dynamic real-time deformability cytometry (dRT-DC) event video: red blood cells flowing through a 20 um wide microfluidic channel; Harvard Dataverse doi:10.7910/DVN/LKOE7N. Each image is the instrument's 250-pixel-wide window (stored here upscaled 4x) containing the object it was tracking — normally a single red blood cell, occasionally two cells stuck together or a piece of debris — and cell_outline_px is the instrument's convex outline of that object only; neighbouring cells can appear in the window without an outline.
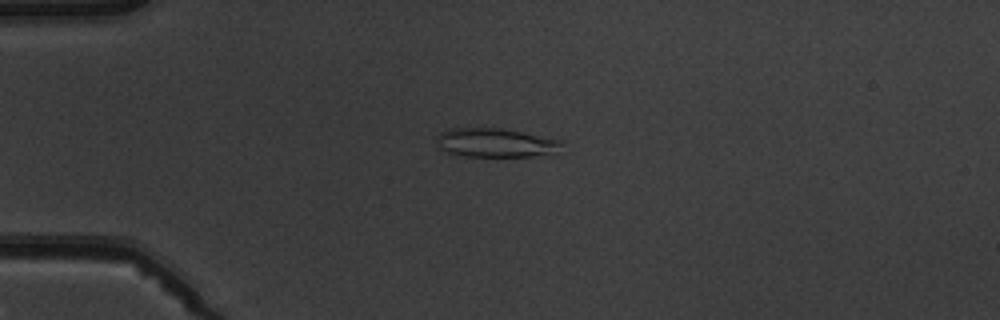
{"species": "common noctule bat (a hibernating species)", "species_latin": "Nyctalus noctula", "temperature_condition": "warm", "stored_images_in_passage": 5, "camera_frame_rate_fps": 3000, "um_per_image_px": 0.085, "animal": {"sex": "male", "body_mass_g": 19.5, "forearm_length_mm": 54.6}, "frame": {"image": 1, "passage_image": 5, "time_ms": 5.667, "image_size_px": [1000, 320], "cell_outline_px": [[564, 140], [560, 144], [548, 152], [532, 156], [464, 156], [448, 152], [436, 148], [436, 140], [440, 132], [448, 128], [500, 128]], "centroid_in_image_um": [41.97, 12.11], "position_along_channel_um": 43.0, "area_um2": 20.69}}